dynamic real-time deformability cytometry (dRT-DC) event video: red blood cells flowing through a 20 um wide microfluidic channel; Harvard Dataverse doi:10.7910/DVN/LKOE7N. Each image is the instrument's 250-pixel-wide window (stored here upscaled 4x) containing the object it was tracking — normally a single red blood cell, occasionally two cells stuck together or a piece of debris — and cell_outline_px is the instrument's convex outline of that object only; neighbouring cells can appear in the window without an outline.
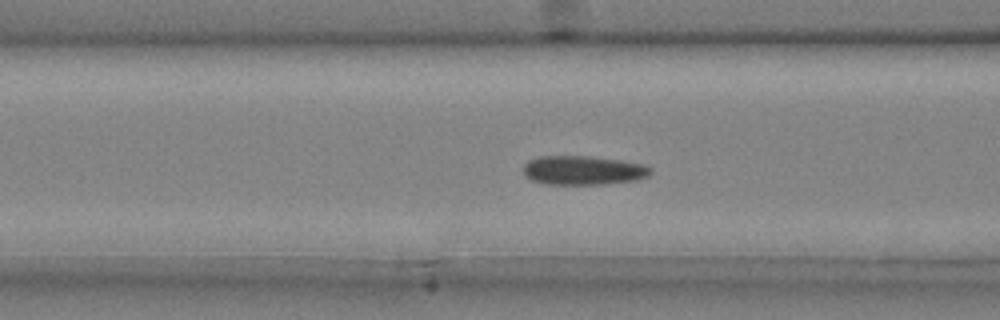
{"species": "common noctule bat (a hibernating species)", "species_latin": "Nyctalus noctula", "temperature_condition": "cold", "stored_images_in_passage": 40, "camera_frame_rate_fps": 3000, "um_per_image_px": 0.085, "animal": {"sex": "male", "body_mass_g": 20.4}, "frame": {"image": 1, "passage_image": 11, "time_ms": 3.333, "image_size_px": [1000, 320], "cell_outline_px": [[652, 172], [648, 176], [636, 180], [604, 184], [544, 184], [532, 180], [524, 176], [524, 164], [528, 160], [540, 156], [588, 156], [620, 160], [644, 164], [652, 168]], "centroid_in_image_um": [49.57, 14.47], "position_along_channel_um": 117.0, "area_um2": 21.68}}
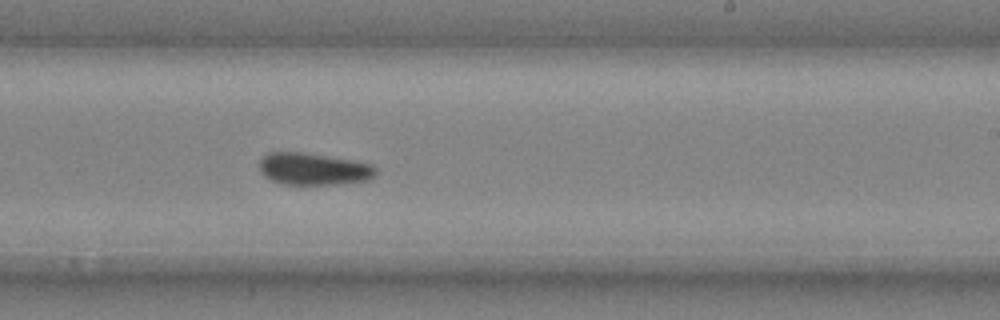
{"frame": {"image": 2, "passage_image": 22, "time_ms": 7.0, "image_size_px": [1000, 320], "cell_outline_px": [[376, 176], [372, 180], [340, 184], [280, 184], [264, 176], [260, 172], [260, 160], [268, 152], [304, 152], [328, 156], [372, 164], [376, 168]], "centroid_in_image_um": [26.67, 14.37], "position_along_channel_um": 262.3, "area_um2": 21.91}}
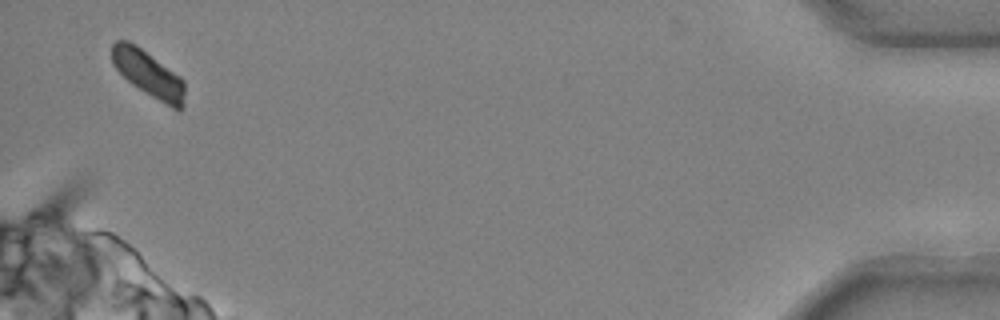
{"frame": {"image": 3, "passage_image": 39, "time_ms": 12.667, "image_size_px": [1000, 320], "cell_outline_px": [[184, 104], [180, 112], [172, 108], [132, 84], [112, 64], [112, 44], [116, 40], [128, 40], [136, 44], [180, 76], [184, 80]], "centroid_in_image_um": [12.63, 6.26], "position_along_channel_um": 422.6, "area_um2": 19.48}, "authors_computed_cell_mechanics": {"area_um2": 21.675, "velocity_mm_per_s": 3.9709, "shape_relaxation_time_tau1_ms": 5.9378, "shape_relaxation_time_tau2_ms": 6.6989, "deformation_change_tau1": 0.1055, "deformation_change_tau2": 0.0708}}